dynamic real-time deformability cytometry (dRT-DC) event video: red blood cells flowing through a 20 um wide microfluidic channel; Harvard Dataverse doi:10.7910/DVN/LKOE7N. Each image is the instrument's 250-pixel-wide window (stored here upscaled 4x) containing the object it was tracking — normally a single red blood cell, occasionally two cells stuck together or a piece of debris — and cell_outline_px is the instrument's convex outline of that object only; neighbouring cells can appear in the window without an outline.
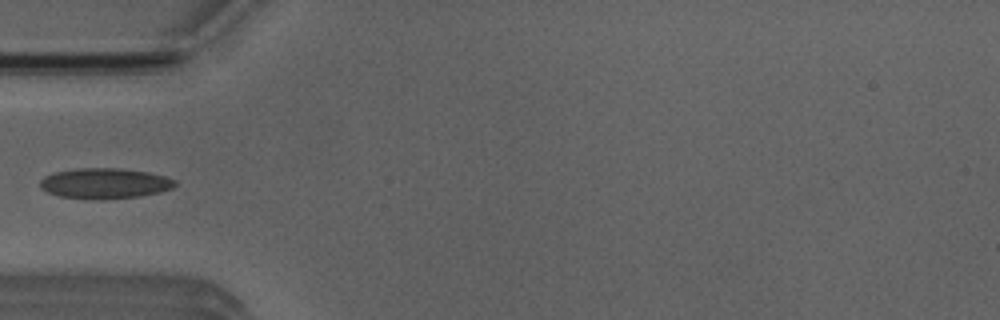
{"species": "Egyptian fruit bat (a non-hibernating species)", "species_latin": "Rousettus aegyptiacus", "temperature_condition": "room temperature", "stored_images_in_passage": 4, "camera_frame_rate_fps": 3000, "um_per_image_px": 0.085, "animal": {"sex": "male"}, "frame": {"image": 1, "passage_image": 3, "time_ms": 2.333, "image_size_px": [1000, 320], "cell_outline_px": [[176, 184], [172, 188], [160, 192], [140, 196], [100, 200], [60, 196], [48, 192], [40, 188], [40, 180], [44, 176], [56, 172], [80, 168], [120, 168], [148, 172], [164, 176], [176, 180]], "centroid_in_image_um": [8.91, 15.59], "position_along_channel_um": 76.1, "area_um2": 23.93}}
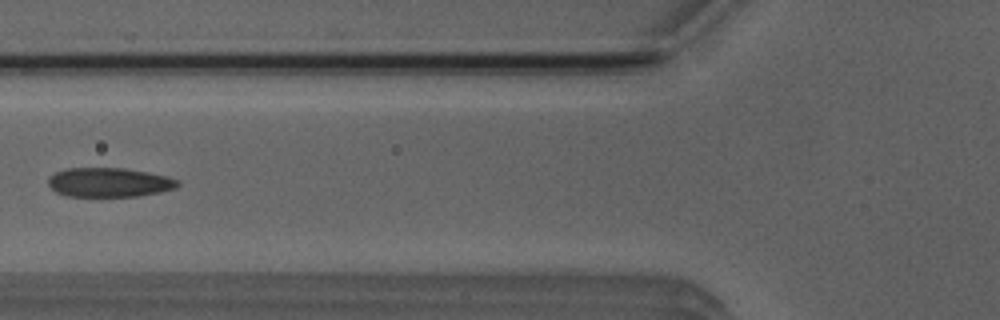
{"frame": {"image": 2, "passage_image": 4, "time_ms": 3.333, "image_size_px": [1000, 320], "cell_outline_px": [[180, 184], [176, 188], [160, 192], [136, 196], [64, 196], [56, 192], [48, 184], [48, 176], [56, 172], [68, 168], [124, 168], [148, 172], [180, 180]], "centroid_in_image_um": [9.27, 15.5], "position_along_channel_um": 116.5, "area_um2": 22.08}}